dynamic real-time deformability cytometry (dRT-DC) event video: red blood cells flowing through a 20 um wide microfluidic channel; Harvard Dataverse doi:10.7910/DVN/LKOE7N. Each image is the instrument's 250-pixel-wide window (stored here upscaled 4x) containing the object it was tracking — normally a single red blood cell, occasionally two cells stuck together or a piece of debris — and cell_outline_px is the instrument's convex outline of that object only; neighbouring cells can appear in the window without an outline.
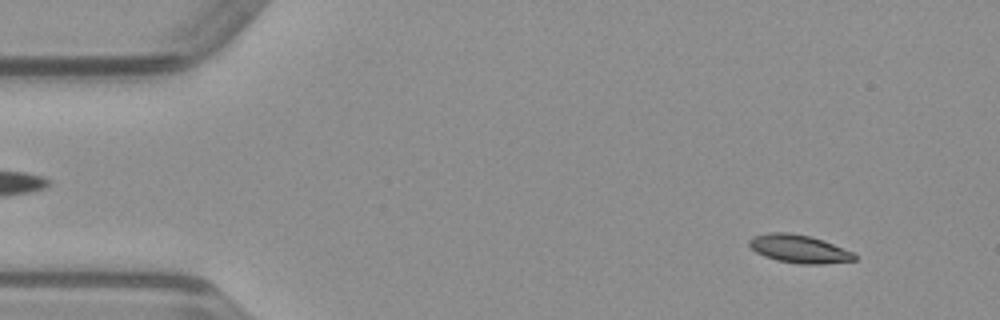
{"species": "common noctule bat (a hibernating species)", "species_latin": "Nyctalus noctula", "temperature_condition": "warm", "stored_images_in_passage": 49, "camera_frame_rate_fps": 3000, "um_per_image_px": 0.085, "animal": {"sex": "male", "body_mass_g": 23.1, "forearm_length_mm": 52.7}, "frame": {"image": 1, "passage_image": 4, "time_ms": 1.0, "image_size_px": [1000, 320], "cell_outline_px": [[856, 260], [824, 264], [800, 264], [776, 260], [764, 256], [756, 252], [748, 244], [748, 240], [752, 236], [768, 232], [788, 232], [808, 236], [824, 240], [852, 252], [856, 256]], "centroid_in_image_um": [67.89, 21.15], "position_along_channel_um": 17.1, "area_um2": 17.28}}
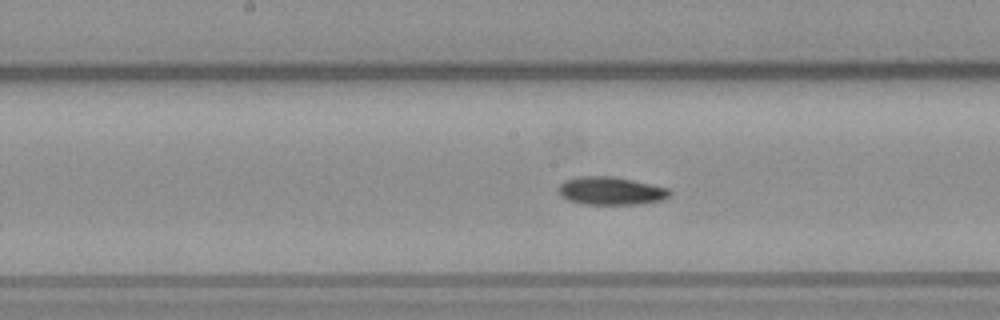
{"frame": {"image": 2, "passage_image": 24, "time_ms": 7.667, "image_size_px": [1000, 320], "cell_outline_px": [[672, 192], [668, 196], [660, 200], [636, 204], [588, 204], [568, 200], [560, 196], [556, 188], [564, 180], [576, 176], [612, 176], [632, 180], [668, 188]], "centroid_in_image_um": [51.85, 16.21], "position_along_channel_um": 196.4, "area_um2": 18.09}}
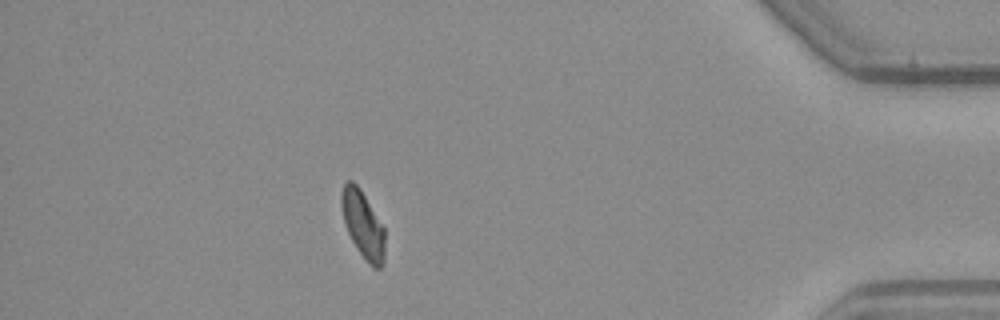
{"frame": {"image": 3, "passage_image": 43, "time_ms": 14.0, "image_size_px": [1000, 320], "cell_outline_px": [[384, 260], [380, 268], [372, 268], [368, 264], [356, 248], [344, 224], [340, 204], [340, 192], [344, 184], [348, 180], [352, 180], [360, 188], [384, 228]], "centroid_in_image_um": [30.82, 19.08], "position_along_channel_um": 404.4, "area_um2": 17.05}}